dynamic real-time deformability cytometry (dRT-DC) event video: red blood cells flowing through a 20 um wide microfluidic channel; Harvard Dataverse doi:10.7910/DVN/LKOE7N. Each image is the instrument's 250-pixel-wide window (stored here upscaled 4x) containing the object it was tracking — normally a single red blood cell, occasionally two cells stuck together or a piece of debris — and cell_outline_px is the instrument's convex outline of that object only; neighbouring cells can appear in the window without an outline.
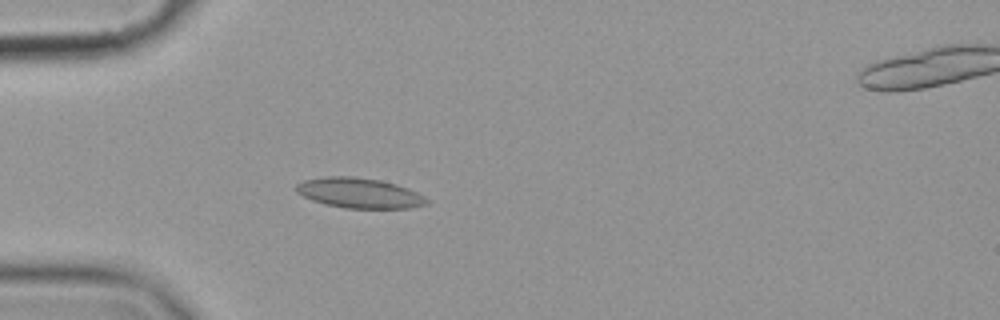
{"species": "common noctule bat (a hibernating species)", "species_latin": "Nyctalus noctula", "temperature_condition": "cold", "stored_images_in_passage": 46, "camera_frame_rate_fps": 3000, "um_per_image_px": 0.085, "animal": {"sex": "female", "body_mass_g": 19.9}, "frame": {"image": 1, "passage_image": 11, "time_ms": 3.333, "image_size_px": [1000, 320], "cell_outline_px": [[428, 204], [408, 208], [344, 208], [324, 204], [312, 200], [296, 192], [296, 184], [304, 180], [328, 176], [352, 176], [380, 180], [396, 184], [408, 188], [424, 196], [428, 200]], "centroid_in_image_um": [30.54, 16.4], "position_along_channel_um": 54.5, "area_um2": 22.89}}
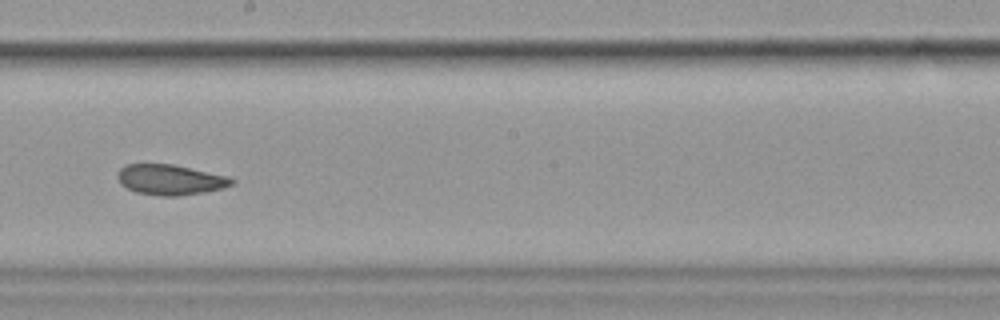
{"frame": {"image": 2, "passage_image": 27, "time_ms": 8.667, "image_size_px": [1000, 320], "cell_outline_px": [[236, 180], [232, 184], [224, 188], [204, 192], [176, 196], [160, 196], [136, 192], [120, 184], [116, 176], [120, 168], [128, 164], [172, 164], [228, 176]], "centroid_in_image_um": [14.46, 15.28], "position_along_channel_um": 233.7, "area_um2": 20.17}}
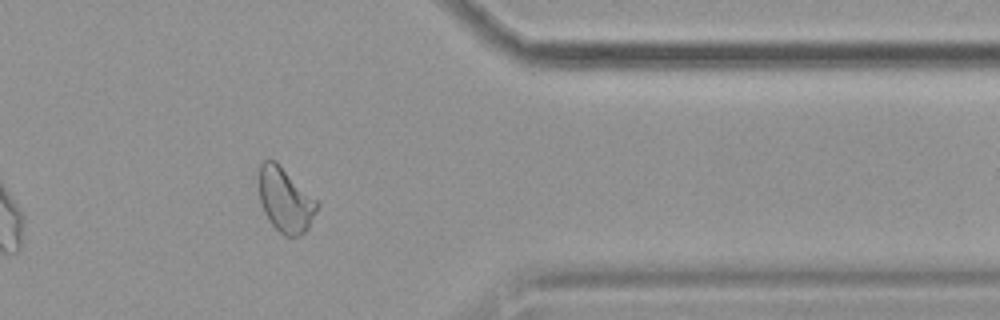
{"frame": {"image": 3, "passage_image": 41, "time_ms": 13.333, "image_size_px": [1000, 320], "cell_outline_px": [[320, 204], [308, 228], [300, 236], [284, 236], [268, 220], [264, 212], [260, 200], [260, 164], [264, 160], [276, 160]], "centroid_in_image_um": [24.26, 17.01], "position_along_channel_um": 387.1, "area_um2": 21.56}, "authors_computed_cell_mechanics": {"area_um2": 21.4727, "velocity_mm_per_s": 3.5524, "shape_relaxation_time_tau1_ms": null, "shape_relaxation_time_tau2_ms": 6.1409, "deformation_change_tau1": null, "deformation_change_tau2": 0.0895}}